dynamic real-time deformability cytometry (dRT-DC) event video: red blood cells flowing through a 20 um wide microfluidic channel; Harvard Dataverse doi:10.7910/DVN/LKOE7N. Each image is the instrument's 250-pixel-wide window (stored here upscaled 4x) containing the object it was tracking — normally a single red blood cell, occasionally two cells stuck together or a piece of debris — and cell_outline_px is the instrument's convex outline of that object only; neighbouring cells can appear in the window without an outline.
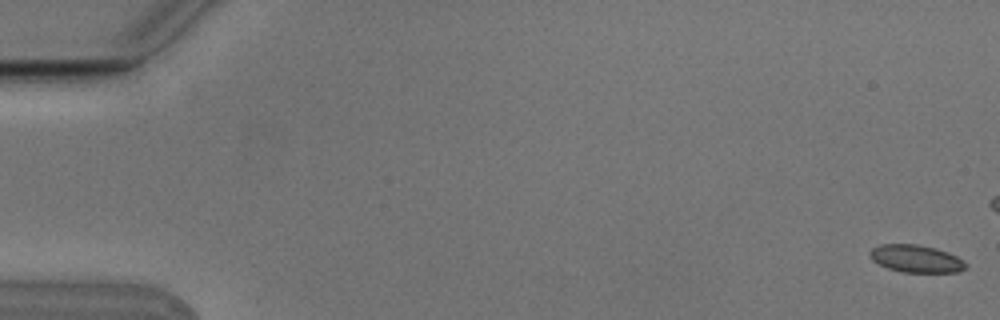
{"species": "Egyptian fruit bat (a non-hibernating species)", "species_latin": "Rousettus aegyptiacus", "temperature_condition": "cold", "stored_images_in_passage": 11, "camera_frame_rate_fps": 3000, "um_per_image_px": 0.085, "animal": {"sex": "male"}, "frame": {"image": 1, "passage_image": 1, "time_ms": 0.0, "image_size_px": [1000, 320], "cell_outline_px": [[968, 268], [960, 272], [900, 272], [888, 268], [872, 260], [868, 256], [868, 252], [872, 248], [880, 244], [916, 244], [936, 248], [948, 252], [964, 260], [968, 264]], "centroid_in_image_um": [77.88, 21.99], "position_along_channel_um": 7.1, "area_um2": 15.61}}
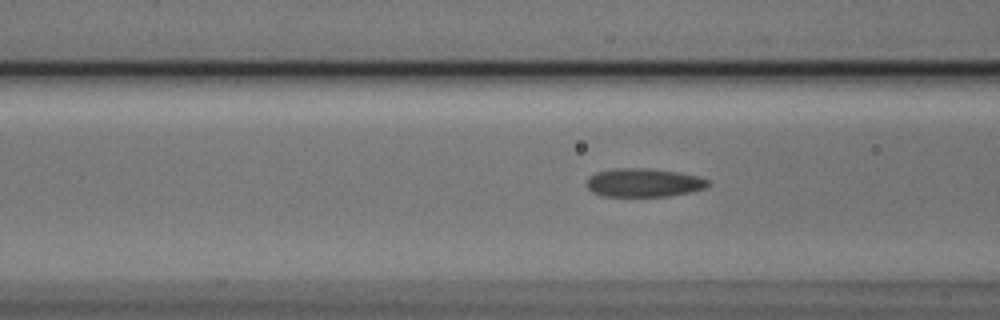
{"frame": {"image": 2, "passage_image": 8, "time_ms": 2.333, "image_size_px": [1000, 320], "cell_outline_px": [[708, 184], [704, 188], [688, 192], [668, 196], [600, 196], [592, 192], [584, 184], [588, 176], [596, 172], [612, 168], [648, 168], [680, 172], [700, 176], [708, 180]], "centroid_in_image_um": [54.65, 15.51], "position_along_channel_um": 112.0, "area_um2": 20.4}}